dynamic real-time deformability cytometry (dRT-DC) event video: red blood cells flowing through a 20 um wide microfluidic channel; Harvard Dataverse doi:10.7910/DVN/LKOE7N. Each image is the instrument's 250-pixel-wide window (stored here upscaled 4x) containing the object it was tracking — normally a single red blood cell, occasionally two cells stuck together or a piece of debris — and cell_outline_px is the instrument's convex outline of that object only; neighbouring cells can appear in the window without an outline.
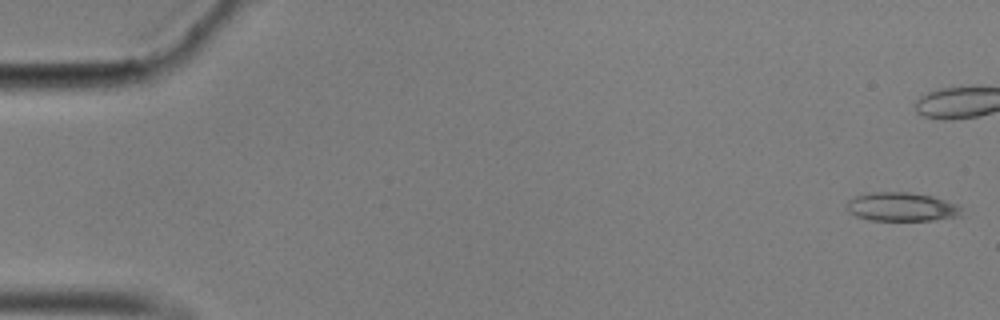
{"species": "common noctule bat (a hibernating species)", "species_latin": "Nyctalus noctula", "temperature_condition": "cold", "stored_images_in_passage": 45, "camera_frame_rate_fps": 3000, "um_per_image_px": 0.085, "animal": {"sex": "male", "body_mass_g": 17.9}, "frame": {"image": 1, "passage_image": 1, "time_ms": 0.0, "image_size_px": [1000, 320], "cell_outline_px": [[960, 216], [932, 220], [868, 220], [856, 216], [848, 212], [844, 208], [848, 200], [856, 196], [872, 192], [908, 192], [932, 196], [956, 204], [960, 208]], "centroid_in_image_um": [76.57, 17.58], "position_along_channel_um": 8.4, "area_um2": 19.19}}
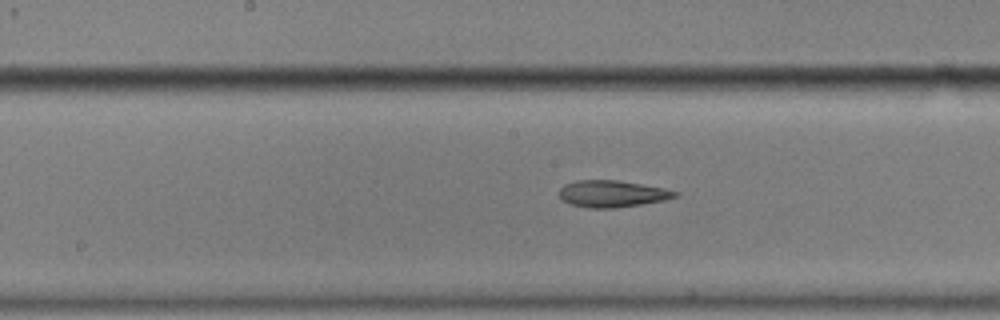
{"frame": {"image": 2, "passage_image": 29, "time_ms": 9.333, "image_size_px": [1000, 320], "cell_outline_px": [[680, 192], [676, 196], [664, 200], [640, 204], [612, 208], [588, 208], [568, 204], [560, 200], [560, 188], [564, 184], [576, 180], [616, 180], [664, 188]], "centroid_in_image_um": [51.97, 16.47], "position_along_channel_um": 196.2, "area_um2": 18.03}}
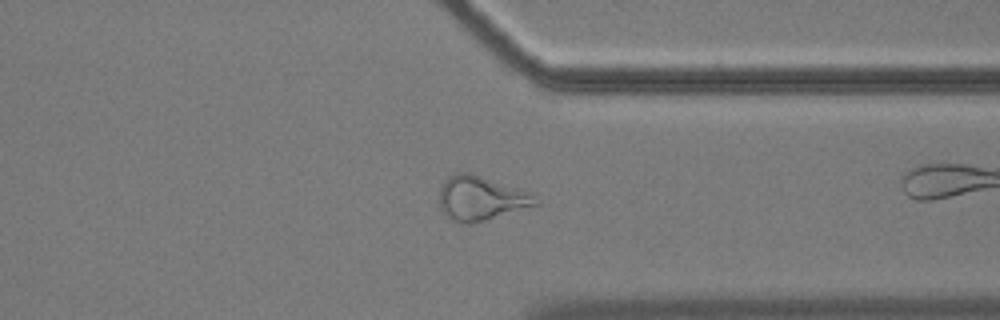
{"frame": {"image": 3, "passage_image": 44, "time_ms": 14.333, "image_size_px": [1000, 320], "cell_outline_px": [[536, 204], [472, 224], [456, 224], [440, 208], [440, 188], [444, 180], [448, 176], [456, 172], [468, 172], [520, 188], [532, 192]], "centroid_in_image_um": [40.81, 16.84], "position_along_channel_um": 370.6, "area_um2": 24.57}}